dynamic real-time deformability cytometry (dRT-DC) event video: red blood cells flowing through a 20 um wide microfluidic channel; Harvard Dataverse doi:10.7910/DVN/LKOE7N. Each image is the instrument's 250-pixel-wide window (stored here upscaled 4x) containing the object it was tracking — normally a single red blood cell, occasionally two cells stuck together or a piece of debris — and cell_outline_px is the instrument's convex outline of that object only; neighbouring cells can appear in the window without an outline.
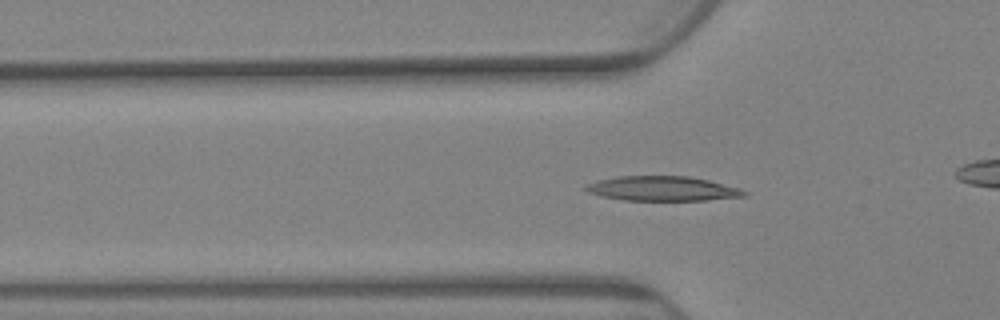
{"species": "Egyptian fruit bat (a non-hibernating species)", "species_latin": "Rousettus aegyptiacus", "temperature_condition": "warm", "stored_images_in_passage": 71, "camera_frame_rate_fps": 3000, "um_per_image_px": 0.085, "animal": {"sex": "female"}, "frame": {"image": 1, "passage_image": 28, "time_ms": 9.0, "image_size_px": [1000, 320], "cell_outline_px": [[748, 196], [708, 200], [624, 200], [600, 196], [588, 192], [584, 188], [588, 184], [600, 180], [620, 176], [688, 176], [708, 180], [740, 188], [748, 192]], "centroid_in_image_um": [56.36, 16.03], "position_along_channel_um": 69.4, "area_um2": 22.66}}
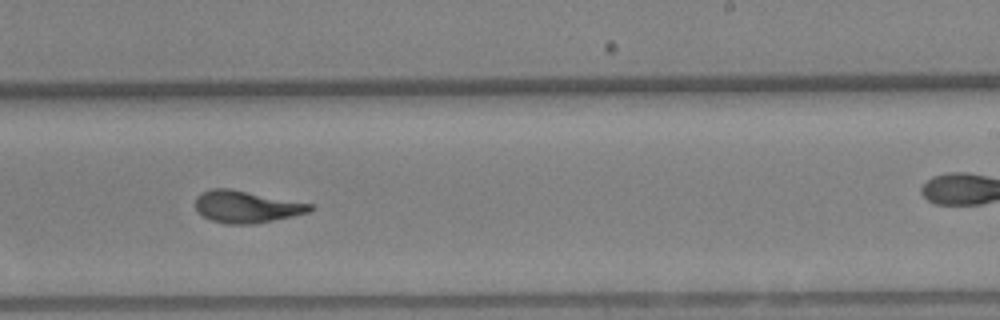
{"frame": {"image": 2, "passage_image": 52, "time_ms": 17.0, "image_size_px": [1000, 320], "cell_outline_px": [[316, 208], [308, 212], [292, 216], [252, 224], [228, 224], [212, 220], [196, 212], [196, 196], [200, 192], [212, 188], [228, 188], [312, 204]], "centroid_in_image_um": [20.91, 17.56], "position_along_channel_um": 268.1, "area_um2": 21.21}}
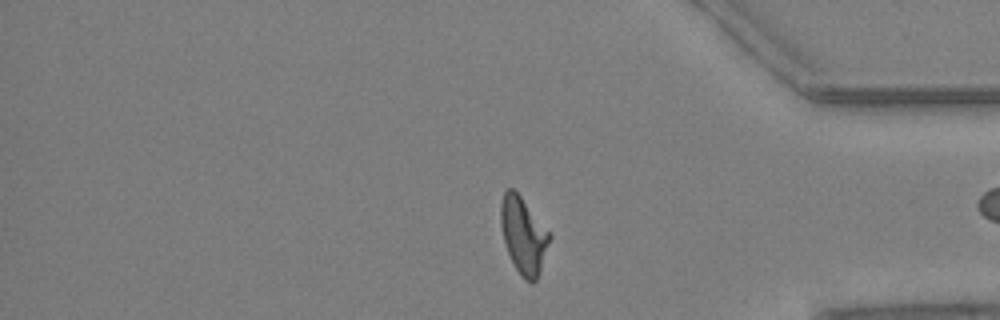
{"frame": {"image": 3, "passage_image": 69, "time_ms": 22.667, "image_size_px": [1000, 320], "cell_outline_px": [[552, 236], [540, 272], [536, 280], [532, 284], [524, 280], [520, 276], [508, 252], [504, 240], [500, 224], [500, 204], [504, 192], [508, 188], [516, 188]], "centroid_in_image_um": [44.49, 19.98], "position_along_channel_um": 390.7, "area_um2": 21.96}, "authors_computed_cell_mechanics": {"area_um2": 21.8484, "velocity_mm_per_s": 2.4953, "shape_relaxation_time_tau1_ms": null, "shape_relaxation_time_tau2_ms": 2.5392, "deformation_change_tau1": null, "deformation_change_tau2": 0.1066}}